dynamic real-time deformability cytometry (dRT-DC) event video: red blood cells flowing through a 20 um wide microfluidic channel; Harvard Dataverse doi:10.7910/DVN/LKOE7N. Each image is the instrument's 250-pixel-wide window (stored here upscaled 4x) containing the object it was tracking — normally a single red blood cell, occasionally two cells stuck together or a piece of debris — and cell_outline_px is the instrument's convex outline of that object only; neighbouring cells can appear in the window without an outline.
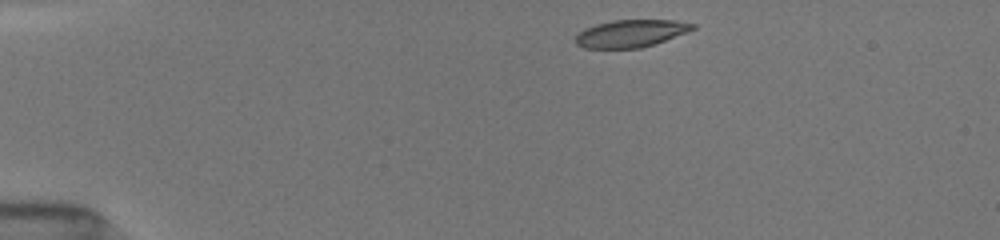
{"species": "common noctule bat (a hibernating species)", "species_latin": "Nyctalus noctula", "temperature_condition": "room temperature", "stored_images_in_passage": 8, "camera_frame_rate_fps": 3000, "um_per_image_px": 0.085, "animal": {"sex": "female", "body_mass_g": 19.5, "forearm_length_mm": 54.1}, "frame": {"image": 1, "passage_image": 1, "time_ms": 0.0, "image_size_px": [1000, 240], "cell_outline_px": [[696, 28], [688, 32], [656, 44], [640, 48], [584, 48], [576, 44], [576, 36], [584, 28], [596, 24], [612, 20], [676, 20], [696, 24]], "centroid_in_image_um": [53.65, 2.84], "position_along_channel_um": 31.3, "area_um2": 18.84}}